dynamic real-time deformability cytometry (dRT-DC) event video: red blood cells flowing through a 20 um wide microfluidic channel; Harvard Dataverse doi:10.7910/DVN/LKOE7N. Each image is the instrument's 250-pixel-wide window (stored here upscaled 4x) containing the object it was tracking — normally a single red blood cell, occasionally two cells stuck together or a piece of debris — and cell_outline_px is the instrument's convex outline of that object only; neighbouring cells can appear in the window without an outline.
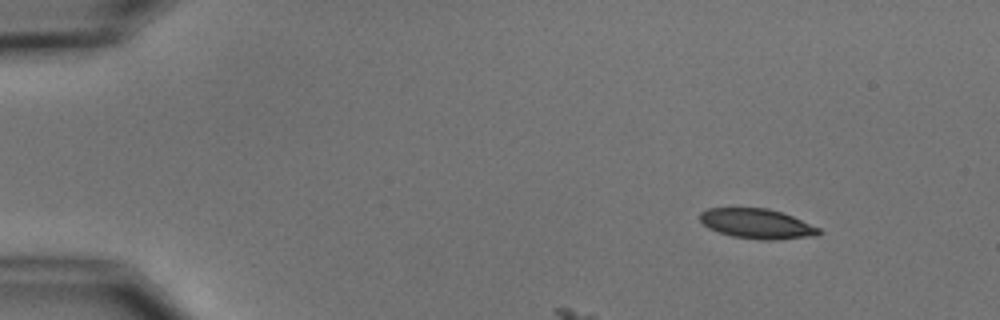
{"species": "common noctule bat (a hibernating species)", "species_latin": "Nyctalus noctula", "temperature_condition": "cold", "stored_images_in_passage": 4, "camera_frame_rate_fps": 3000, "um_per_image_px": 0.085, "animal": {"sex": "male", "body_mass_g": 15.6}, "frame": {"image": 1, "passage_image": 1, "time_ms": 0.0, "image_size_px": [1000, 320], "cell_outline_px": [[824, 232], [816, 236], [772, 240], [760, 240], [732, 236], [708, 228], [700, 220], [700, 212], [708, 208], [768, 208], [792, 216], [820, 228]], "centroid_in_image_um": [64.36, 19.02], "position_along_channel_um": 20.6, "area_um2": 20.69}}